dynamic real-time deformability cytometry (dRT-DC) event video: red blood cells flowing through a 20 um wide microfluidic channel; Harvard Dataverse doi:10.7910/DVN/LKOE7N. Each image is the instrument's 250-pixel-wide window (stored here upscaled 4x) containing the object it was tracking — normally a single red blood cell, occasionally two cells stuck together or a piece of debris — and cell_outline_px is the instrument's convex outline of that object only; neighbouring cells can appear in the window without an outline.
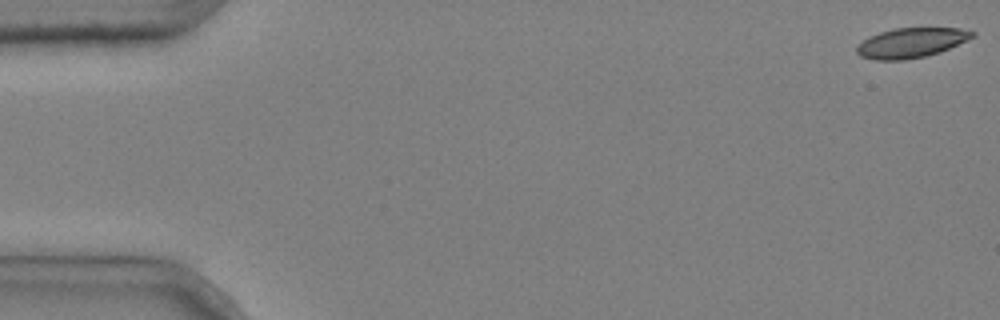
{"species": "common noctule bat (a hibernating species)", "species_latin": "Nyctalus noctula", "temperature_condition": "cold", "stored_images_in_passage": 6, "camera_frame_rate_fps": 3000, "um_per_image_px": 0.085, "animal": {"sex": "male", "body_mass_g": 20.4}, "frame": {"image": 1, "passage_image": 1, "time_ms": 0.0, "image_size_px": [1000, 320], "cell_outline_px": [[976, 36], [968, 40], [940, 52], [924, 56], [904, 60], [876, 60], [860, 56], [856, 52], [856, 48], [868, 36], [892, 28], [960, 28], [976, 32]], "centroid_in_image_um": [77.47, 3.63], "position_along_channel_um": 7.5, "area_um2": 20.11}}